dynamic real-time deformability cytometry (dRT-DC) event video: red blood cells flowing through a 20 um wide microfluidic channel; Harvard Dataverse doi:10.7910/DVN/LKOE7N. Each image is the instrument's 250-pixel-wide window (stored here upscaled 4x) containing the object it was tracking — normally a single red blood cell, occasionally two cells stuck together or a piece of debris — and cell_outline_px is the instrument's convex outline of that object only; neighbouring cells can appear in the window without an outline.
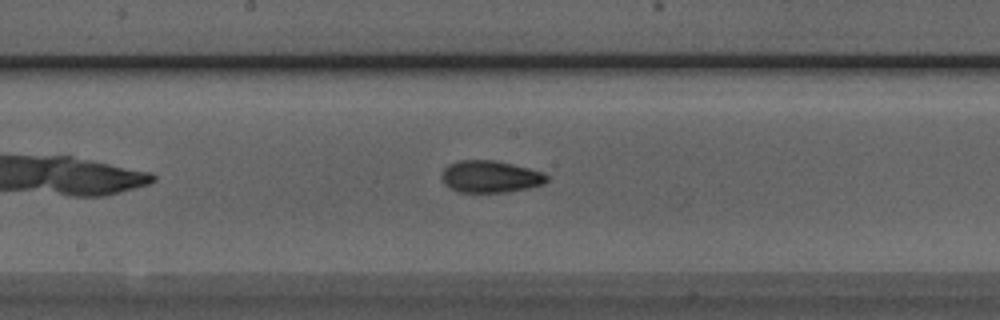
{"species": "Egyptian fruit bat (a non-hibernating species)", "species_latin": "Rousettus aegyptiacus", "temperature_condition": "room temperature", "stored_images_in_passage": 33, "camera_frame_rate_fps": 3000, "um_per_image_px": 0.085, "animal": {"sex": "male"}, "frame": {"image": 1, "passage_image": 15, "time_ms": 4.667, "image_size_px": [1000, 320], "cell_outline_px": [[548, 180], [544, 184], [528, 188], [508, 192], [460, 192], [444, 184], [440, 176], [444, 168], [448, 164], [460, 160], [496, 160], [544, 172], [548, 176]], "centroid_in_image_um": [41.68, 15.01], "position_along_channel_um": 206.5, "area_um2": 19.71}}
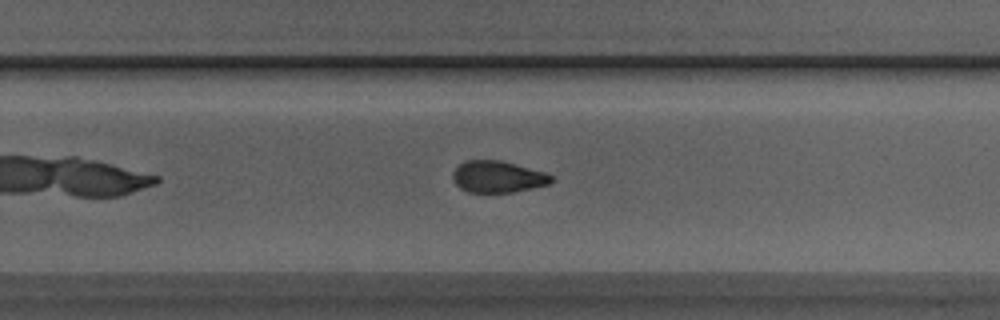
{"frame": {"image": 2, "passage_image": 21, "time_ms": 6.667, "image_size_px": [1000, 320], "cell_outline_px": [[556, 180], [548, 184], [532, 188], [512, 192], [468, 192], [460, 188], [452, 180], [452, 172], [464, 160], [500, 160], [544, 172], [556, 176]], "centroid_in_image_um": [42.32, 15.02], "position_along_channel_um": 287.5, "area_um2": 18.26}}
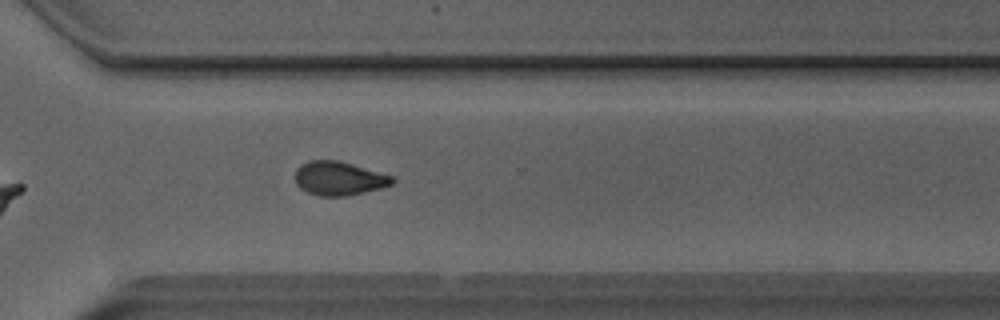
{"frame": {"image": 3, "passage_image": 25, "time_ms": 8.0, "image_size_px": [1000, 320], "cell_outline_px": [[396, 180], [392, 184], [380, 188], [344, 196], [320, 196], [308, 192], [300, 188], [296, 184], [296, 168], [308, 160], [336, 160], [352, 164], [392, 176]], "centroid_in_image_um": [28.79, 15.16], "position_along_channel_um": 341.8, "area_um2": 18.9}, "authors_computed_cell_mechanics": {"area_um2": 19.4208, "velocity_mm_per_s": 4.0675, "shape_relaxation_time_tau1_ms": 6.5228, "shape_relaxation_time_tau2_ms": 3.1488, "deformation_change_tau1": 0.1571, "deformation_change_tau2": 0.0954}}